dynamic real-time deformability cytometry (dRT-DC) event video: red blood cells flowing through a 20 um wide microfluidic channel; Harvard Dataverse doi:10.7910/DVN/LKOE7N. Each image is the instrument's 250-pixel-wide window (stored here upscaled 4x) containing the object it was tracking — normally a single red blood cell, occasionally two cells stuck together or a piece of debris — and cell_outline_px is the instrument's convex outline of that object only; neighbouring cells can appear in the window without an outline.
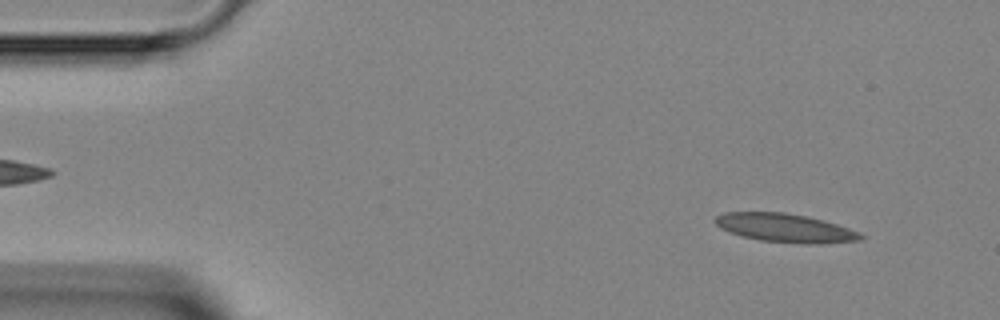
{"species": "Egyptian fruit bat (a non-hibernating species)", "species_latin": "Rousettus aegyptiacus", "temperature_condition": "room temperature", "stored_images_in_passage": 3, "camera_frame_rate_fps": 3000, "um_per_image_px": 0.085, "animal": {"sex": "female"}, "frame": {"image": 1, "passage_image": 1, "time_ms": 0.0, "image_size_px": [1000, 320], "cell_outline_px": [[864, 236], [860, 240], [820, 244], [804, 244], [760, 240], [744, 236], [720, 228], [716, 224], [716, 216], [724, 212], [784, 212], [808, 216], [824, 220], [860, 232]], "centroid_in_image_um": [66.78, 19.37], "position_along_channel_um": 18.2, "area_um2": 24.1}}